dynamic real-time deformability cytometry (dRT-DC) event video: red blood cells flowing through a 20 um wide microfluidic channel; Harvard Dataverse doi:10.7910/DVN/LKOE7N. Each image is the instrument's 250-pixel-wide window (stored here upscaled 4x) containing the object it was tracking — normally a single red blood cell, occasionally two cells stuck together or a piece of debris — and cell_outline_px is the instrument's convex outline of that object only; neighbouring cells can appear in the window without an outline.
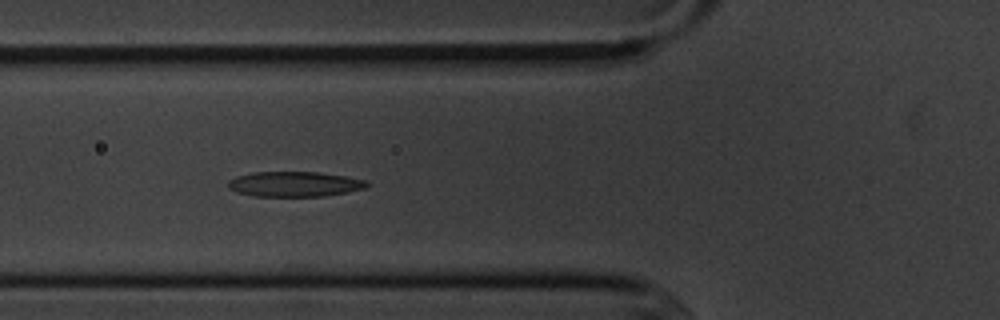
{"species": "common noctule bat (a hibernating species)", "species_latin": "Nyctalus noctula", "temperature_condition": "cold", "stored_images_in_passage": 14, "camera_frame_rate_fps": 3000, "um_per_image_px": 0.085, "animal": {"sex": "male", "body_mass_g": 20.1, "forearm_length_mm": 53.5}, "frame": {"image": 1, "passage_image": 5, "time_ms": 5.667, "image_size_px": [1000, 320], "cell_outline_px": [[368, 184], [364, 188], [348, 192], [324, 196], [252, 196], [236, 192], [228, 188], [228, 180], [236, 176], [252, 172], [320, 172], [344, 176], [364, 180]], "centroid_in_image_um": [24.97, 15.65], "position_along_channel_um": 100.8, "area_um2": 20.29}}
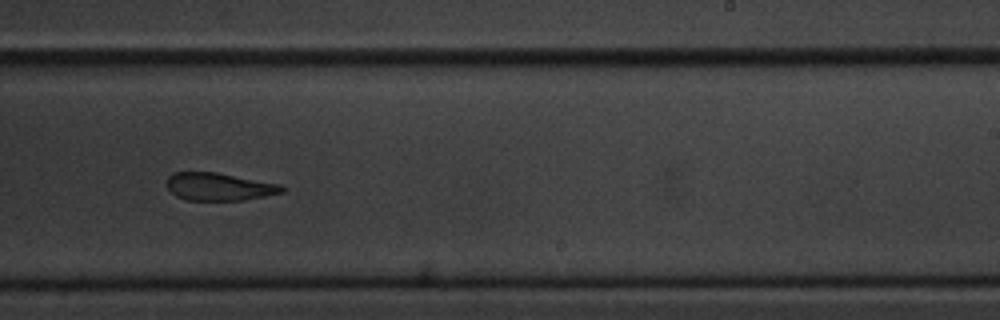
{"frame": {"image": 2, "passage_image": 9, "time_ms": 10.333, "image_size_px": [1000, 320], "cell_outline_px": [[284, 192], [244, 200], [188, 200], [176, 196], [164, 184], [168, 176], [172, 172], [216, 172], [280, 184], [284, 188]], "centroid_in_image_um": [18.58, 15.86], "position_along_channel_um": 270.4, "area_um2": 18.61}}
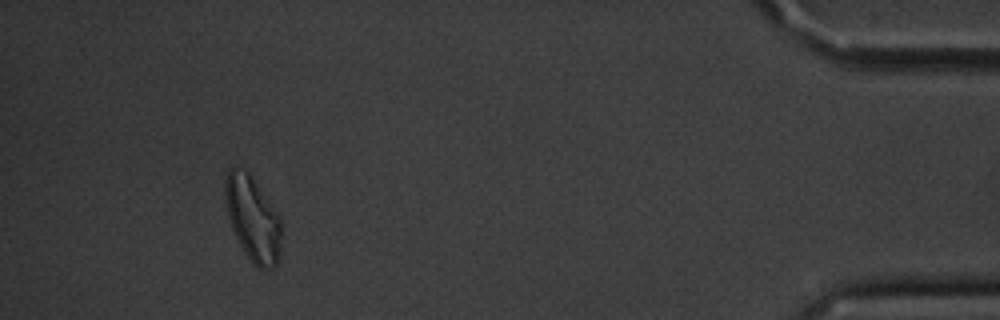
{"frame": {"image": 3, "passage_image": 13, "time_ms": 16.0, "image_size_px": [1000, 320], "cell_outline_px": [[280, 248], [276, 264], [272, 268], [260, 268], [252, 264], [244, 252], [232, 228], [228, 216], [224, 192], [224, 180], [228, 172], [236, 164], [244, 168], [248, 172], [280, 216]], "centroid_in_image_um": [21.46, 18.56], "position_along_channel_um": 413.7, "area_um2": 27.57}, "authors_computed_cell_mechanics": {"area_um2": 20.6346, "velocity_mm_per_s": 3.631, "shape_relaxation_time_tau1_ms": null, "shape_relaxation_time_tau2_ms": 7.8409, "deformation_change_tau1": null, "deformation_change_tau2": 0.1782}}